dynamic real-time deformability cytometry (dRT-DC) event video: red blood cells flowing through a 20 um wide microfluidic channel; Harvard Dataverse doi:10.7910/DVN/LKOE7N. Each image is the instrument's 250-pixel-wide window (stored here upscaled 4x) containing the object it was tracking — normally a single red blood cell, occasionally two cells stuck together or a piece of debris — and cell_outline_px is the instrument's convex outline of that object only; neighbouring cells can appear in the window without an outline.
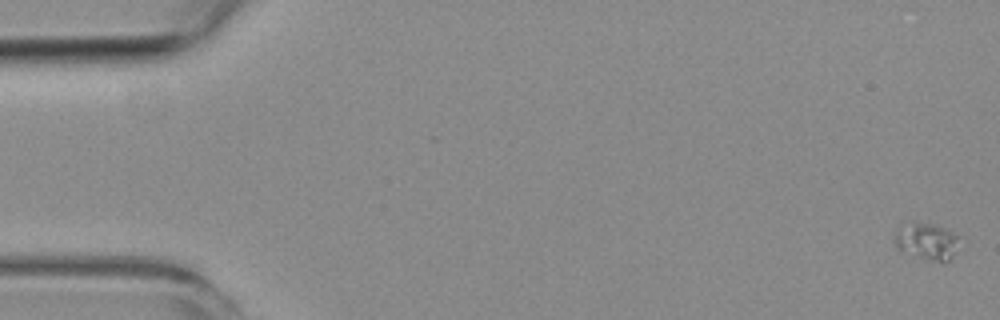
{"species": "common noctule bat (a hibernating species)", "species_latin": "Nyctalus noctula", "temperature_condition": "room temperature", "stored_images_in_passage": 9, "camera_frame_rate_fps": 3000, "um_per_image_px": 0.085, "animal": {"sex": "female", "body_mass_g": 19.3, "forearm_length_mm": 54.1}, "frame": {"image": 1, "passage_image": 1, "time_ms": 0.0, "image_size_px": [1000, 320], "cell_outline_px": [[956, 236], [952, 256], [944, 264], [940, 264], [924, 260], [900, 252], [896, 248], [892, 236], [896, 232], [916, 224], [932, 224], [944, 228], [952, 232]], "centroid_in_image_um": [78.71, 20.62], "position_along_channel_um": 6.3, "area_um2": 13.41}}